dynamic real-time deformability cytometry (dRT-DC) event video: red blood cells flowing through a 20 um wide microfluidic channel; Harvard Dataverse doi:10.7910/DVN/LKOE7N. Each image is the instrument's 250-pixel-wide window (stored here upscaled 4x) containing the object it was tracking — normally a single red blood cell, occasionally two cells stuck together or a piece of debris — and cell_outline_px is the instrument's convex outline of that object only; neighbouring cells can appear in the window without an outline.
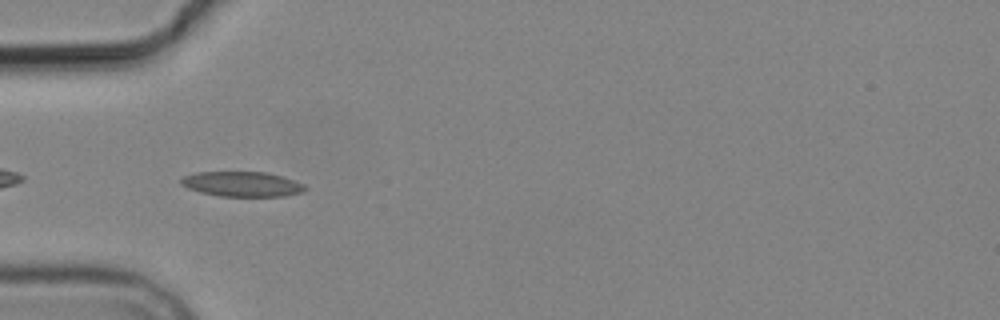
{"species": "common noctule bat (a hibernating species)", "species_latin": "Nyctalus noctula", "temperature_condition": "cold", "stored_images_in_passage": 4, "camera_frame_rate_fps": 3000, "um_per_image_px": 0.085, "animal": {"sex": "male", "body_mass_g": 19.2, "forearm_length_mm": 51.8}, "frame": {"image": 1, "passage_image": 3, "time_ms": 3.333, "image_size_px": [1000, 320], "cell_outline_px": [[308, 188], [304, 192], [284, 196], [220, 196], [200, 192], [188, 188], [180, 184], [180, 180], [184, 176], [196, 172], [268, 172], [304, 184]], "centroid_in_image_um": [20.58, 15.65], "position_along_channel_um": 64.4, "area_um2": 18.03}}
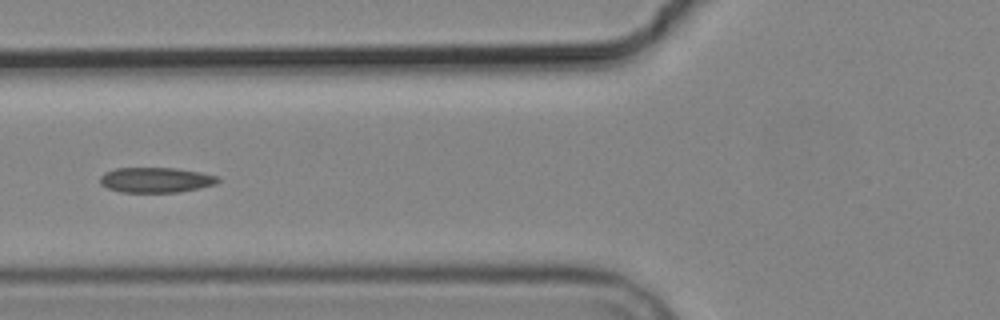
{"frame": {"image": 2, "passage_image": 4, "time_ms": 4.667, "image_size_px": [1000, 320], "cell_outline_px": [[220, 180], [216, 184], [180, 192], [120, 192], [108, 188], [100, 184], [100, 176], [104, 172], [116, 168], [176, 168], [200, 172], [216, 176]], "centroid_in_image_um": [13.22, 15.29], "position_along_channel_um": 112.6, "area_um2": 17.28}}